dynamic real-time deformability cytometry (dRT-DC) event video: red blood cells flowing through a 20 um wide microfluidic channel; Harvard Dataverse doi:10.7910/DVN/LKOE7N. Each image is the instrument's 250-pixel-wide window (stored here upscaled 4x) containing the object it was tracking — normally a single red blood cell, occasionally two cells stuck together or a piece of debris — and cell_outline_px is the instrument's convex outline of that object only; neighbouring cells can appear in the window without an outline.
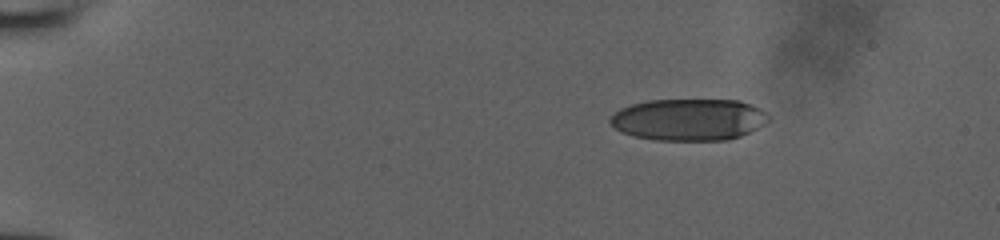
{"species": "human", "species_latin": "Homo sapiens", "temperature_condition": "room temperature", "stored_images_in_passage": 44, "camera_frame_rate_fps": 3000, "um_per_image_px": 0.085, "donor": {"sex": "male"}, "frame": {"image": 1, "passage_image": 1, "time_ms": 0.0, "image_size_px": [1000, 240], "cell_outline_px": [[772, 120], [740, 136], [728, 140], [652, 140], [632, 136], [616, 128], [608, 120], [620, 108], [632, 104], [648, 100], [740, 100], [752, 104], [760, 108], [772, 116]], "centroid_in_image_um": [58.59, 10.16], "position_along_channel_um": 26.4, "area_um2": 38.78}}
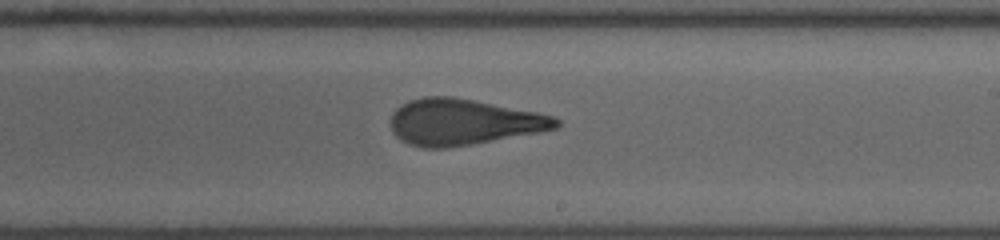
{"frame": {"image": 2, "passage_image": 25, "time_ms": 8.0, "image_size_px": [1000, 240], "cell_outline_px": [[560, 124], [556, 128], [540, 132], [444, 148], [424, 148], [408, 144], [400, 140], [392, 132], [388, 124], [392, 112], [396, 108], [408, 100], [424, 96], [452, 96], [536, 112], [552, 116], [560, 120]], "centroid_in_image_um": [39.29, 10.36], "position_along_channel_um": 249.7, "area_um2": 44.33}}
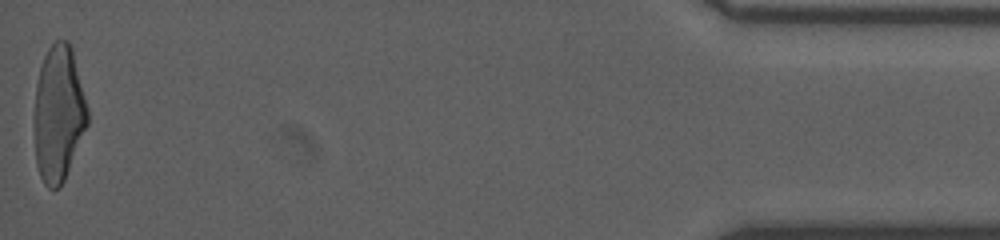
{"frame": {"image": 3, "passage_image": 44, "time_ms": 14.333, "image_size_px": [1000, 240], "cell_outline_px": [[88, 124], [64, 180], [60, 188], [48, 188], [44, 184], [40, 176], [36, 164], [36, 84], [40, 68], [44, 56], [48, 48], [56, 40], [68, 40], [72, 48], [88, 108]], "centroid_in_image_um": [5.0, 9.65], "position_along_channel_um": 430.2, "area_um2": 41.67}}